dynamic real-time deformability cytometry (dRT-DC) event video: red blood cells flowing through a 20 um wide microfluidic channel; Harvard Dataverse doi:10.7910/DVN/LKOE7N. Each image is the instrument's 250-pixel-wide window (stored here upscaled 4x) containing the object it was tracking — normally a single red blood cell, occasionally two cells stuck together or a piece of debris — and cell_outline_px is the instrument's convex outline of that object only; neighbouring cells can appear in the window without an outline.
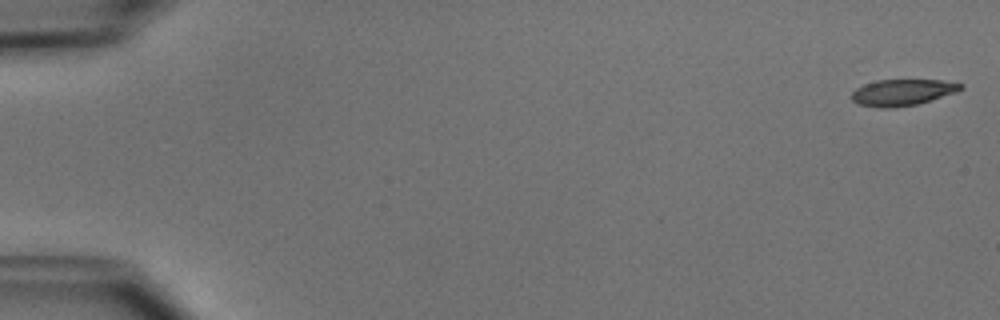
{"species": "common noctule bat (a hibernating species)", "species_latin": "Nyctalus noctula", "temperature_condition": "cold", "stored_images_in_passage": 52, "camera_frame_rate_fps": 3000, "um_per_image_px": 0.085, "animal": {"sex": "male", "body_mass_g": 15.6}, "frame": {"image": 1, "passage_image": 1, "time_ms": 0.0, "image_size_px": [1000, 320], "cell_outline_px": [[964, 88], [916, 104], [888, 108], [880, 108], [860, 104], [852, 100], [852, 92], [856, 88], [864, 84], [876, 80], [940, 80], [964, 84]], "centroid_in_image_um": [76.65, 7.84], "position_along_channel_um": 8.4, "area_um2": 16.3}}
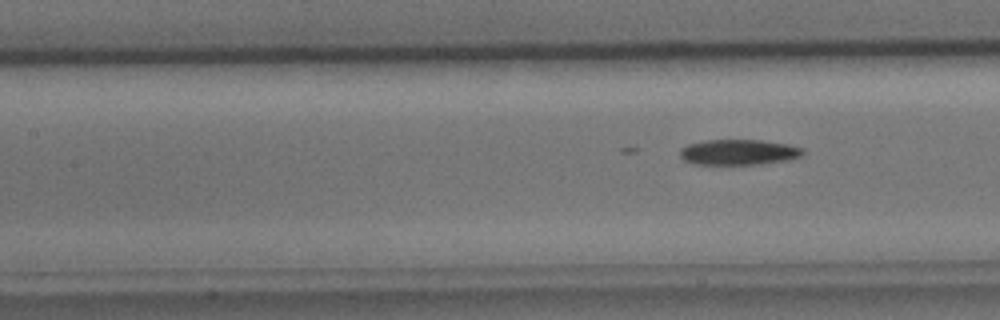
{"frame": {"image": 2, "passage_image": 23, "time_ms": 7.333, "image_size_px": [1000, 320], "cell_outline_px": [[804, 152], [800, 156], [788, 160], [756, 164], [696, 164], [684, 160], [680, 156], [680, 148], [688, 144], [704, 140], [760, 140], [788, 144], [804, 148]], "centroid_in_image_um": [62.78, 12.93], "position_along_channel_um": 144.6, "area_um2": 18.21}}
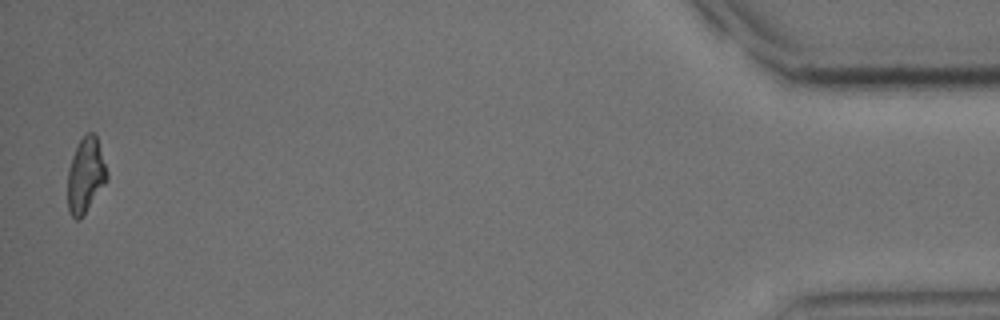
{"frame": {"image": 3, "passage_image": 51, "time_ms": 16.667, "image_size_px": [1000, 320], "cell_outline_px": [[108, 180], [84, 216], [80, 220], [76, 220], [68, 212], [68, 168], [72, 156], [80, 140], [88, 132], [92, 132], [96, 136], [108, 172]], "centroid_in_image_um": [7.28, 14.96], "position_along_channel_um": 427.9, "area_um2": 17.34}}